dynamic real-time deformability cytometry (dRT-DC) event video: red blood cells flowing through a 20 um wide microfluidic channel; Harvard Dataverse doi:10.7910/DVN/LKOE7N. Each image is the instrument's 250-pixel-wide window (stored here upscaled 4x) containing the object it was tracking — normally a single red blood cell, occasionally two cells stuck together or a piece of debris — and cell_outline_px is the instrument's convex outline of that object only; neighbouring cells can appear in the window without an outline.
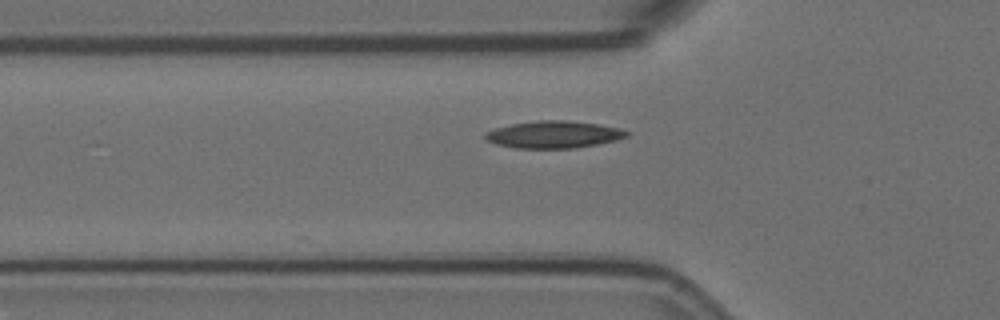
{"species": "Egyptian fruit bat (a non-hibernating species)", "species_latin": "Rousettus aegyptiacus", "temperature_condition": "room temperature", "stored_images_in_passage": 6, "segment_of_instrument_passage": [2, 2], "camera_frame_rate_fps": 3000, "um_per_image_px": 0.085, "animal": {"sex": "female"}, "frame": {"image": 1, "passage_image": 6, "time_ms": 1.667, "image_size_px": [1000, 320], "cell_outline_px": [[632, 132], [628, 136], [616, 140], [576, 148], [516, 148], [496, 144], [488, 140], [484, 136], [488, 132], [496, 128], [512, 124], [536, 120], [564, 120], [596, 124], [620, 128]], "centroid_in_image_um": [47.11, 11.43], "position_along_channel_um": 78.7, "area_um2": 22.2}}